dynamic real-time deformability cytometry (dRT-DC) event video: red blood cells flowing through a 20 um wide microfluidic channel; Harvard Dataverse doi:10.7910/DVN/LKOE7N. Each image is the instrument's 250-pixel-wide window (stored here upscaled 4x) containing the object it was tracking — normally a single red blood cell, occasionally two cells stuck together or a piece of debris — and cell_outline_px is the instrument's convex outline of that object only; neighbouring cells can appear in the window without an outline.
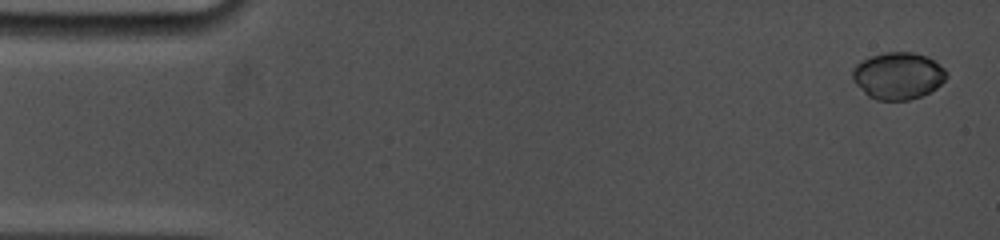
{"species": "common noctule bat (a hibernating species)", "species_latin": "Nyctalus noctula", "temperature_condition": "cold", "stored_images_in_passage": 46, "camera_frame_rate_fps": 5000, "um_per_image_px": 0.085, "animal": {"sex": "female", "body_mass_g": 19.0, "forearm_length_mm": 53.3}, "frame": {"image": 1, "passage_image": 1, "time_ms": 0.0, "image_size_px": [1000, 240], "cell_outline_px": [[948, 76], [936, 88], [920, 96], [908, 100], [876, 100], [868, 96], [852, 80], [852, 68], [856, 64], [872, 56], [884, 52], [912, 52], [924, 56], [940, 64], [948, 72]], "centroid_in_image_um": [76.32, 6.44], "position_along_channel_um": 8.7, "area_um2": 25.61}}
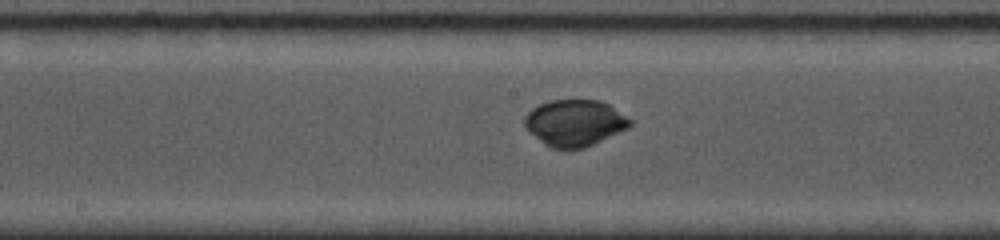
{"frame": {"image": 2, "passage_image": 26, "time_ms": 8.4, "image_size_px": [1000, 240], "cell_outline_px": [[632, 124], [628, 128], [584, 148], [552, 148], [544, 144], [528, 132], [524, 128], [524, 116], [532, 108], [540, 104], [552, 100], [600, 100], [608, 104], [628, 116], [632, 120]], "centroid_in_image_um": [48.83, 10.44], "position_along_channel_um": 199.4, "area_um2": 28.55}}
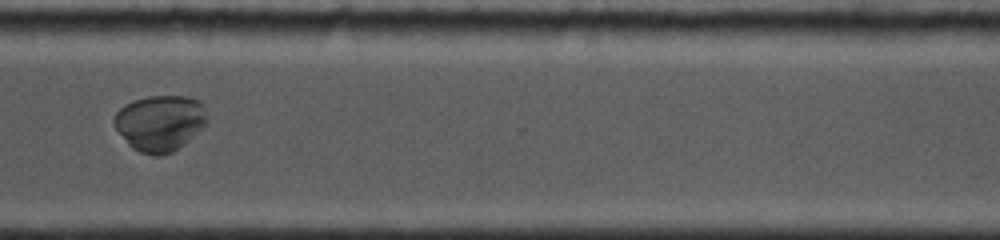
{"frame": {"image": 3, "passage_image": 44, "time_ms": 12.6, "image_size_px": [1000, 240], "cell_outline_px": [[208, 120], [196, 132], [172, 152], [160, 156], [152, 156], [140, 152], [132, 148], [128, 144], [112, 124], [112, 120], [116, 112], [124, 104], [148, 96], [188, 96], [200, 100], [204, 108]], "centroid_in_image_um": [13.55, 10.44], "position_along_channel_um": 357.1, "area_um2": 30.17}, "authors_computed_cell_mechanics": {"area_um2": 28.5532, "velocity_mm_per_s": 3.7553, "shape_relaxation_time_tau1_ms": 5.3641, "shape_relaxation_time_tau2_ms": null, "deformation_change_tau1": 0.2094, "deformation_change_tau2": null}}